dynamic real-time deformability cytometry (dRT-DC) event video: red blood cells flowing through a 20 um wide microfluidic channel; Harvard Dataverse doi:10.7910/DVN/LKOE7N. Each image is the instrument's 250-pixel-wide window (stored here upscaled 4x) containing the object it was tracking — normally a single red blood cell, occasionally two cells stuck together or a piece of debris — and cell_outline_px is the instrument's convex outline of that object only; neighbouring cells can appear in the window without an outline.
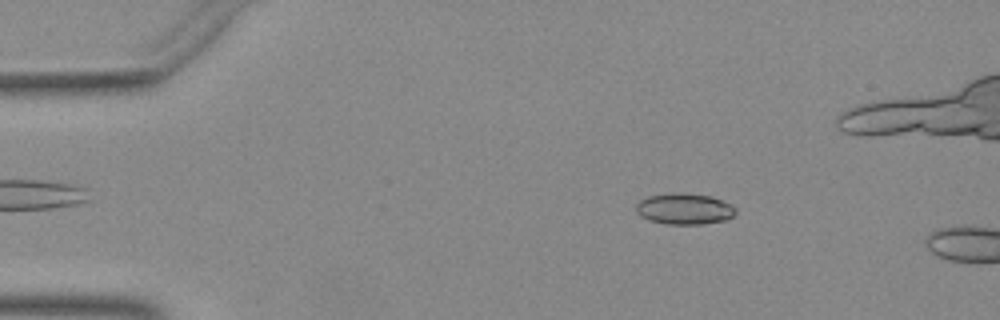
{"species": "Egyptian fruit bat (a non-hibernating species)", "species_latin": "Rousettus aegyptiacus", "temperature_condition": "warm", "stored_images_in_passage": 39, "camera_frame_rate_fps": 3000, "um_per_image_px": 0.085, "animal": {"sex": "female"}, "frame": {"image": 1, "passage_image": 1, "time_ms": 0.0, "image_size_px": [1000, 320], "cell_outline_px": [[736, 212], [728, 220], [700, 224], [668, 224], [648, 220], [640, 216], [636, 212], [636, 204], [640, 200], [648, 196], [672, 192], [676, 192], [712, 196], [732, 204], [736, 208]], "centroid_in_image_um": [58.18, 17.75], "position_along_channel_um": 26.8, "area_um2": 18.26}}
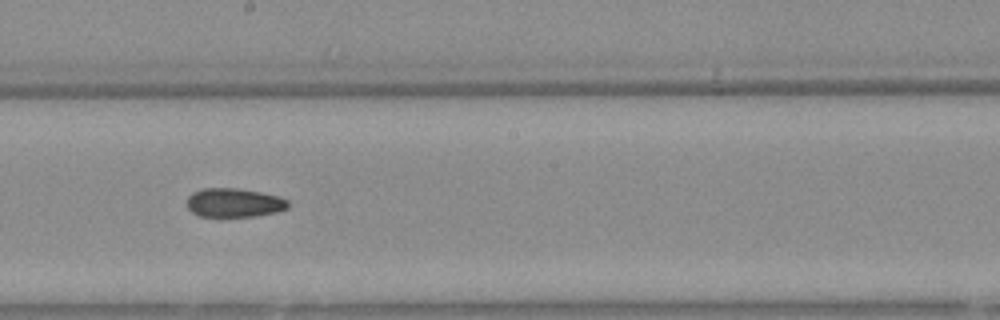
{"frame": {"image": 2, "passage_image": 21, "time_ms": 6.667, "image_size_px": [1000, 320], "cell_outline_px": [[288, 208], [276, 212], [252, 216], [200, 216], [192, 212], [188, 208], [188, 196], [192, 192], [204, 188], [236, 188], [260, 192], [276, 196], [288, 200]], "centroid_in_image_um": [19.88, 17.22], "position_along_channel_um": 228.3, "area_um2": 16.82}}
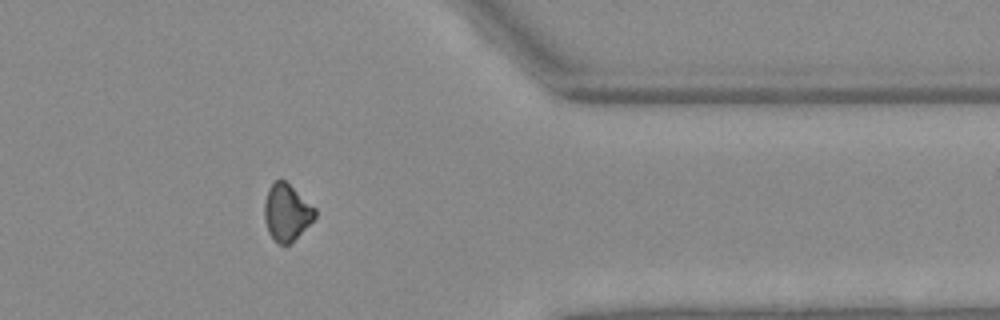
{"frame": {"image": 3, "passage_image": 34, "time_ms": 11.0, "image_size_px": [1000, 320], "cell_outline_px": [[316, 216], [288, 244], [280, 244], [268, 232], [264, 216], [264, 204], [268, 188], [276, 180], [284, 180], [316, 208]], "centroid_in_image_um": [24.35, 18.02], "position_along_channel_um": 387.1, "area_um2": 16.18}}